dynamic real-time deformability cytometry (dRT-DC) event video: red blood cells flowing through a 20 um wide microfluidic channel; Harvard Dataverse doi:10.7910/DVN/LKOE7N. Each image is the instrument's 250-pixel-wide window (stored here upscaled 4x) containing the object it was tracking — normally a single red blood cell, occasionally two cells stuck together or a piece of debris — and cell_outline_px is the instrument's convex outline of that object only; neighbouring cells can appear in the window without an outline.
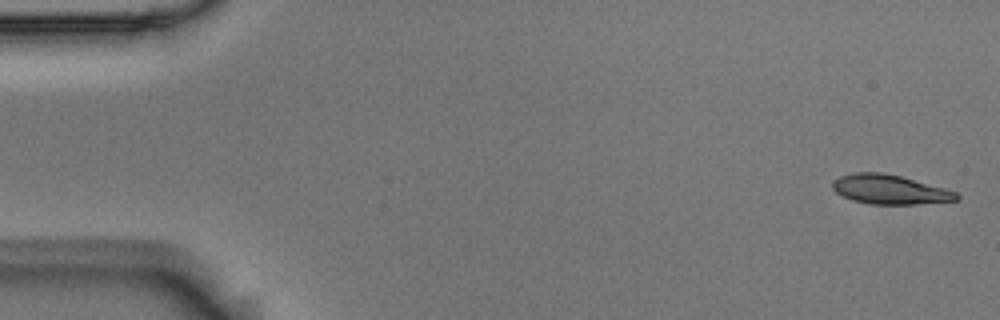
{"species": "Egyptian fruit bat (a non-hibernating species)", "species_latin": "Rousettus aegyptiacus", "temperature_condition": "room temperature", "stored_images_in_passage": 5, "camera_frame_rate_fps": 3000, "um_per_image_px": 0.085, "animal": {"sex": "male"}, "frame": {"image": 1, "passage_image": 1, "time_ms": 0.0, "image_size_px": [1000, 320], "cell_outline_px": [[960, 200], [916, 204], [868, 204], [852, 200], [836, 192], [832, 188], [832, 184], [840, 176], [852, 172], [880, 172], [900, 176], [944, 188], [956, 192], [960, 196]], "centroid_in_image_um": [75.63, 16.11], "position_along_channel_um": 9.4, "area_um2": 21.1}}
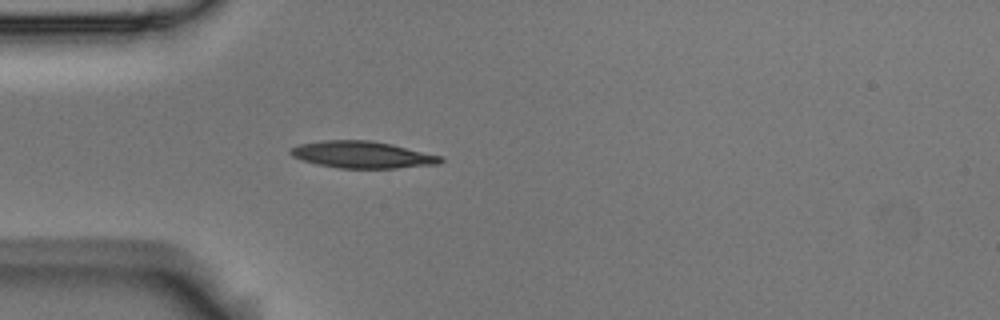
{"frame": {"image": 2, "passage_image": 5, "time_ms": 1.333, "image_size_px": [1000, 320], "cell_outline_px": [[444, 160], [440, 164], [396, 168], [340, 168], [316, 164], [300, 160], [292, 156], [288, 152], [292, 148], [300, 144], [320, 140], [372, 140], [392, 144], [444, 156]], "centroid_in_image_um": [30.82, 13.15], "position_along_channel_um": 54.2, "area_um2": 23.76}}